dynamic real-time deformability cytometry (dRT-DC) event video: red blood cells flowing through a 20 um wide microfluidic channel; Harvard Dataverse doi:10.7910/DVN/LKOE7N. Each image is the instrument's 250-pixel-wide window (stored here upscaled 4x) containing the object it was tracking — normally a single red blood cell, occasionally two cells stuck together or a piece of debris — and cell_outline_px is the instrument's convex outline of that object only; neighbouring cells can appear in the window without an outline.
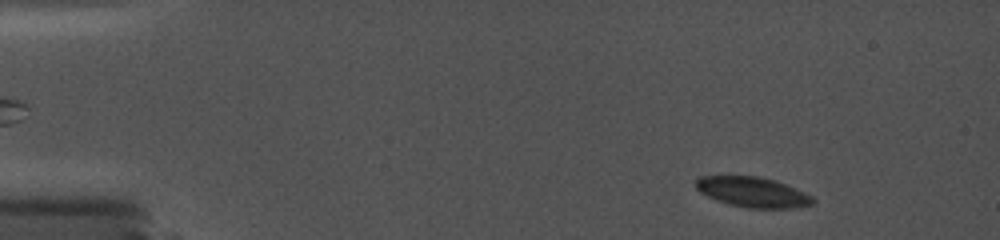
{"species": "common noctule bat (a hibernating species)", "species_latin": "Nyctalus noctula", "temperature_condition": "cold", "stored_images_in_passage": 93, "camera_frame_rate_fps": 5000, "um_per_image_px": 0.085, "animal": {"sex": "female", "body_mass_g": 19.0, "forearm_length_mm": 56.7}, "frame": {"image": 1, "passage_image": 7, "time_ms": 1.2, "image_size_px": [1000, 240], "cell_outline_px": [[816, 204], [792, 208], [748, 208], [728, 204], [716, 200], [700, 192], [696, 188], [696, 180], [700, 176], [760, 176], [776, 180], [804, 192], [812, 196], [816, 200]], "centroid_in_image_um": [64.01, 16.33], "position_along_channel_um": 21.0, "area_um2": 20.69}}
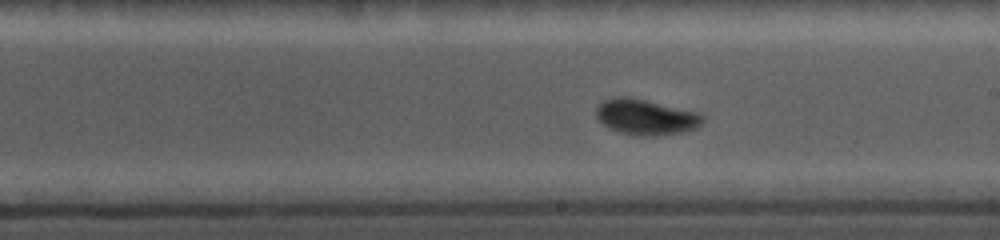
{"frame": {"image": 2, "passage_image": 56, "time_ms": 9.6, "image_size_px": [1000, 240], "cell_outline_px": [[704, 120], [696, 128], [684, 132], [652, 136], [636, 136], [620, 132], [608, 128], [596, 116], [596, 108], [604, 100], [616, 96], [628, 96], [700, 112], [704, 116]], "centroid_in_image_um": [54.92, 9.94], "position_along_channel_um": 234.1, "area_um2": 22.25}}
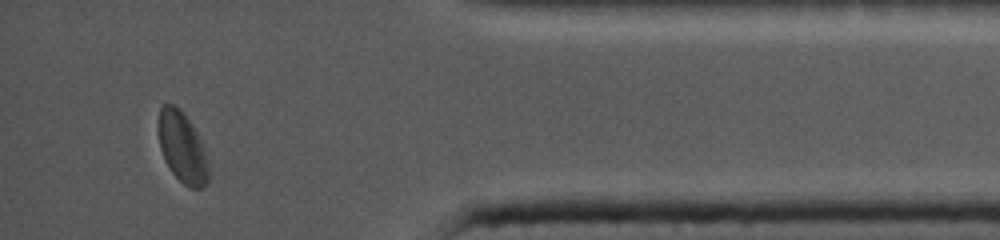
{"frame": {"image": 3, "passage_image": 92, "time_ms": 15.0, "image_size_px": [1000, 240], "cell_outline_px": [[208, 180], [200, 188], [192, 188], [184, 184], [172, 172], [164, 160], [160, 148], [160, 108], [164, 104], [172, 104], [180, 108], [200, 136], [204, 148], [208, 168]], "centroid_in_image_um": [15.51, 12.52], "position_along_channel_um": 419.7, "area_um2": 20.23}}